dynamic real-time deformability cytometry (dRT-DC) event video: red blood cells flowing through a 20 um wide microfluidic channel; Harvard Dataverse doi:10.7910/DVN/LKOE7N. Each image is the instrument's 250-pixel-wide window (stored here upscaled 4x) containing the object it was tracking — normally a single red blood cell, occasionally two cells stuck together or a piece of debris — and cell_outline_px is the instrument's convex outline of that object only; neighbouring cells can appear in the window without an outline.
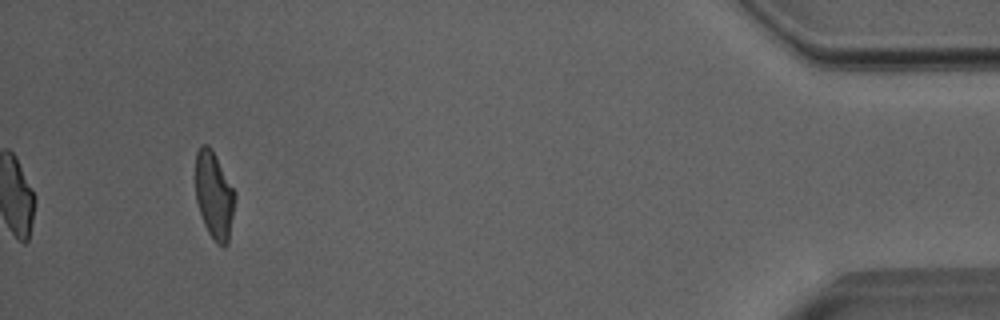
{"species": "Egyptian fruit bat (a non-hibernating species)", "species_latin": "Rousettus aegyptiacus", "temperature_condition": "room temperature", "stored_images_in_passage": 40, "camera_frame_rate_fps": 3000, "um_per_image_px": 0.085, "animal": {"sex": "male"}, "frame": {"image": 1, "passage_image": 40, "time_ms": 13.0, "image_size_px": [1000, 320], "cell_outline_px": [[236, 196], [228, 244], [224, 248], [216, 244], [208, 232], [204, 224], [196, 200], [196, 152], [200, 144], [208, 144], [212, 148], [236, 192]], "centroid_in_image_um": [18.22, 16.6], "position_along_channel_um": 417.0, "area_um2": 20.35}, "authors_computed_cell_mechanics": {"area_um2": 21.0681, "velocity_mm_per_s": 4.0296, "shape_relaxation_time_tau1_ms": 8.2255, "shape_relaxation_time_tau2_ms": 1.4437, "deformation_change_tau1": 0.2125, "deformation_change_tau2": 0.0938}}